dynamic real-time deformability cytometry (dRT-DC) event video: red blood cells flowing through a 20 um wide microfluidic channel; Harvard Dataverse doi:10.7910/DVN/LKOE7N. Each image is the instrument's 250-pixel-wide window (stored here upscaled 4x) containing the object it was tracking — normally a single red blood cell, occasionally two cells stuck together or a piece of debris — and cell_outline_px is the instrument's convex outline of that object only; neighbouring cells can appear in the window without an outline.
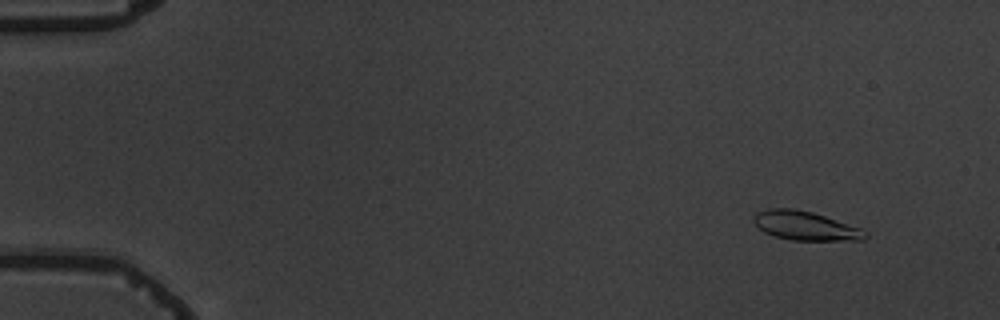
{"species": "common noctule bat (a hibernating species)", "species_latin": "Nyctalus noctula", "temperature_condition": "warm", "stored_images_in_passage": 11, "camera_frame_rate_fps": 3000, "um_per_image_px": 0.085, "animal": {"sex": "male", "body_mass_g": 19.5, "forearm_length_mm": 54.6}, "frame": {"image": 1, "passage_image": 2, "time_ms": 1.0, "image_size_px": [1000, 320], "cell_outline_px": [[868, 236], [864, 240], [792, 240], [776, 236], [764, 232], [752, 220], [752, 216], [756, 212], [768, 208], [792, 208], [812, 212], [860, 228], [868, 232]], "centroid_in_image_um": [68.44, 19.18], "position_along_channel_um": 16.6, "area_um2": 18.73}}
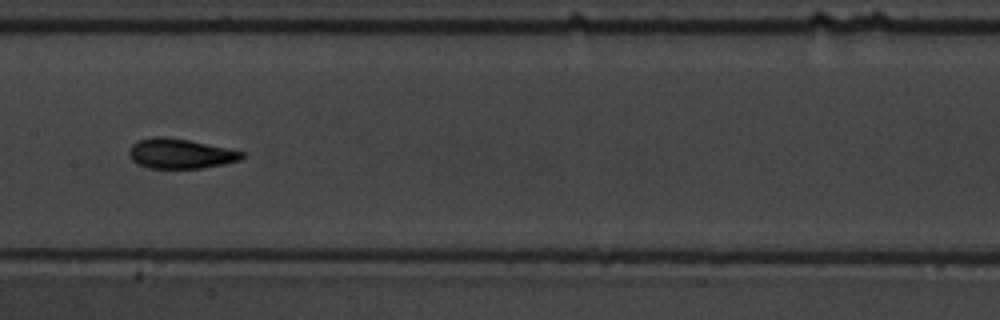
{"frame": {"image": 2, "passage_image": 8, "time_ms": 9.0, "image_size_px": [1000, 320], "cell_outline_px": [[244, 156], [240, 160], [224, 164], [200, 168], [148, 168], [132, 160], [128, 156], [128, 152], [132, 144], [136, 140], [152, 136], [168, 136], [188, 140], [244, 152]], "centroid_in_image_um": [15.27, 13.04], "position_along_channel_um": 192.1, "area_um2": 19.65}}
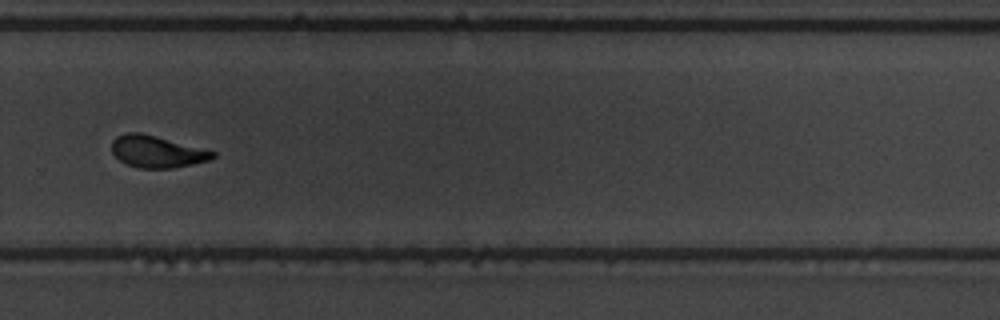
{"frame": {"image": 3, "passage_image": 11, "time_ms": 12.333, "image_size_px": [1000, 320], "cell_outline_px": [[216, 156], [208, 160], [192, 164], [172, 168], [140, 168], [124, 164], [112, 152], [112, 140], [116, 136], [124, 132], [140, 132], [156, 136], [216, 152]], "centroid_in_image_um": [13.29, 12.88], "position_along_channel_um": 316.5, "area_um2": 18.67}}